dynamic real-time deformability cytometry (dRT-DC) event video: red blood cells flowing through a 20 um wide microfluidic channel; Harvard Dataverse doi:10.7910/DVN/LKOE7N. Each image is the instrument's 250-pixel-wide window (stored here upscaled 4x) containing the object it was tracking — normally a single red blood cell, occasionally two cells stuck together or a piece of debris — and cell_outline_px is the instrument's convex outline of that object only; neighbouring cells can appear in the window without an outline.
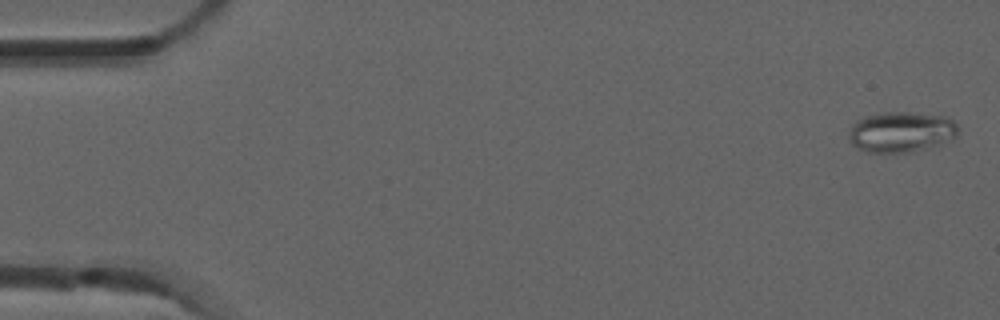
{"species": "common noctule bat (a hibernating species)", "species_latin": "Nyctalus noctula", "temperature_condition": "room temperature", "stored_images_in_passage": 5, "camera_frame_rate_fps": 3000, "um_per_image_px": 0.085, "animal": {"sex": "male", "forearm_length_mm": 52.5}, "frame": {"image": 1, "passage_image": 1, "time_ms": 0.0, "image_size_px": [1000, 320], "cell_outline_px": [[956, 136], [952, 140], [940, 144], [912, 152], [864, 152], [856, 148], [852, 144], [848, 136], [848, 132], [852, 124], [856, 120], [864, 116], [880, 112], [908, 112], [944, 116], [952, 120], [956, 124]], "centroid_in_image_um": [76.55, 11.21], "position_along_channel_um": 8.5, "area_um2": 26.01}}